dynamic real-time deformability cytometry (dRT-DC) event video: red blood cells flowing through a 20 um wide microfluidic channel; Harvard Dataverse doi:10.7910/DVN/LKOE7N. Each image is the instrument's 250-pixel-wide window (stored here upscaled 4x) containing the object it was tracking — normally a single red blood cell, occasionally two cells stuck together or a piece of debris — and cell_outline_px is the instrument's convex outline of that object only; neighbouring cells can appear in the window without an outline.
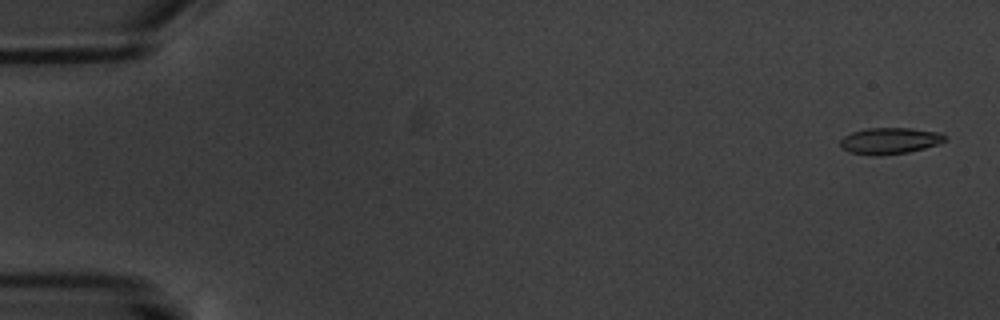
{"species": "common noctule bat (a hibernating species)", "species_latin": "Nyctalus noctula", "temperature_condition": "warm", "stored_images_in_passage": 6, "camera_frame_rate_fps": 3000, "um_per_image_px": 0.085, "animal": {"sex": "male", "body_mass_g": 20.1, "forearm_length_mm": 53.5}, "frame": {"image": 1, "passage_image": 1, "time_ms": 0.0, "image_size_px": [1000, 320], "cell_outline_px": [[948, 140], [924, 148], [908, 152], [880, 156], [876, 156], [848, 152], [840, 148], [840, 140], [844, 136], [852, 132], [868, 128], [912, 128], [940, 132], [948, 136]], "centroid_in_image_um": [75.63, 11.97], "position_along_channel_um": 9.4, "area_um2": 16.3}}
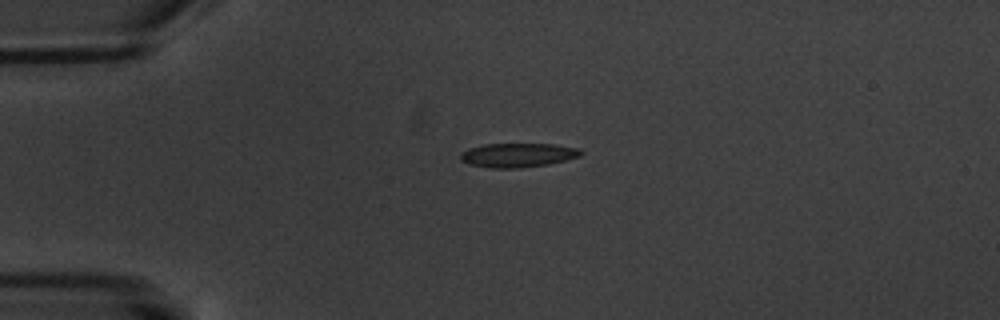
{"frame": {"image": 2, "passage_image": 4, "time_ms": 4.333, "image_size_px": [1000, 320], "cell_outline_px": [[584, 152], [580, 156], [548, 164], [520, 168], [492, 168], [468, 164], [460, 160], [460, 152], [468, 148], [484, 144], [556, 144], [580, 148]], "centroid_in_image_um": [44.0, 13.18], "position_along_channel_um": 41.0, "area_um2": 17.05}}